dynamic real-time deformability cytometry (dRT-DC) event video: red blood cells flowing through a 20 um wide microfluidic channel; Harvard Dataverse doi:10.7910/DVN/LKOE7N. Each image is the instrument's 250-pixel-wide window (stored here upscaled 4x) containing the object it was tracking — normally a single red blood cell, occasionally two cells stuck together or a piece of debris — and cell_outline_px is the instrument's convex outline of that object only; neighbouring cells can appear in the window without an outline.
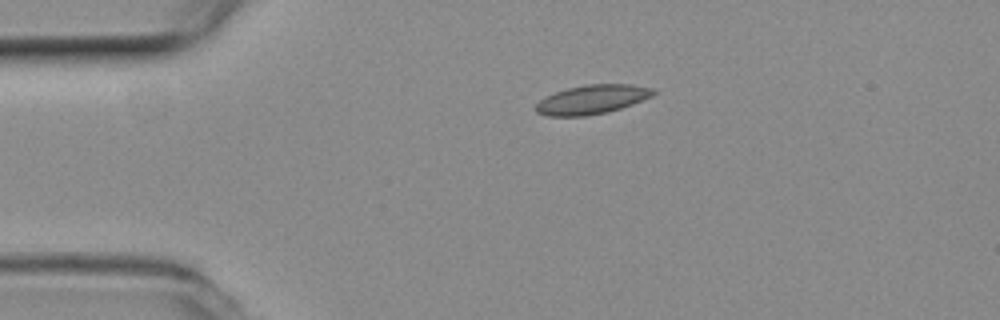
{"species": "common noctule bat (a hibernating species)", "species_latin": "Nyctalus noctula", "temperature_condition": "room temperature", "stored_images_in_passage": 43, "camera_frame_rate_fps": 3000, "um_per_image_px": 0.085, "animal": {"sex": "female", "body_mass_g": 19.3, "forearm_length_mm": 54.1}, "frame": {"image": 1, "passage_image": 1, "time_ms": 0.0, "image_size_px": [1000, 320], "cell_outline_px": [[656, 92], [652, 96], [632, 104], [608, 112], [584, 116], [548, 116], [536, 112], [536, 104], [540, 100], [556, 92], [568, 88], [584, 84], [632, 84], [656, 88]], "centroid_in_image_um": [50.36, 8.45], "position_along_channel_um": 34.6, "area_um2": 19.88}}
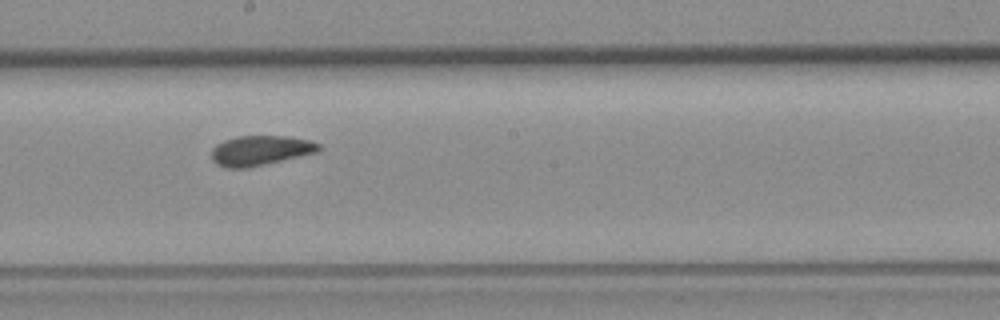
{"frame": {"image": 2, "passage_image": 19, "time_ms": 6.0, "image_size_px": [1000, 320], "cell_outline_px": [[320, 152], [248, 168], [224, 168], [216, 164], [212, 160], [212, 148], [216, 144], [224, 140], [236, 136], [288, 136], [312, 140], [320, 144]], "centroid_in_image_um": [22.15, 12.79], "position_along_channel_um": 226.1, "area_um2": 19.02}}
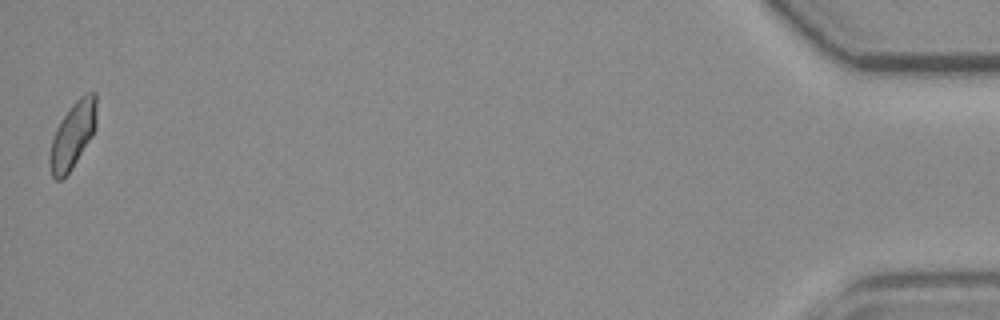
{"frame": {"image": 3, "passage_image": 43, "time_ms": 14.0, "image_size_px": [1000, 320], "cell_outline_px": [[96, 128], [92, 136], [72, 168], [60, 180], [56, 180], [52, 176], [48, 164], [48, 156], [52, 136], [60, 120], [72, 104], [80, 96], [88, 92], [96, 92]], "centroid_in_image_um": [6.16, 11.48], "position_along_channel_um": 429.0, "area_um2": 18.26}, "authors_computed_cell_mechanics": {"area_um2": 18.6694, "velocity_mm_per_s": 3.8193, "shape_relaxation_time_tau1_ms": 10.2012, "shape_relaxation_time_tau2_ms": 2.0145, "deformation_change_tau1": 0.1613, "deformation_change_tau2": 0.0658}}